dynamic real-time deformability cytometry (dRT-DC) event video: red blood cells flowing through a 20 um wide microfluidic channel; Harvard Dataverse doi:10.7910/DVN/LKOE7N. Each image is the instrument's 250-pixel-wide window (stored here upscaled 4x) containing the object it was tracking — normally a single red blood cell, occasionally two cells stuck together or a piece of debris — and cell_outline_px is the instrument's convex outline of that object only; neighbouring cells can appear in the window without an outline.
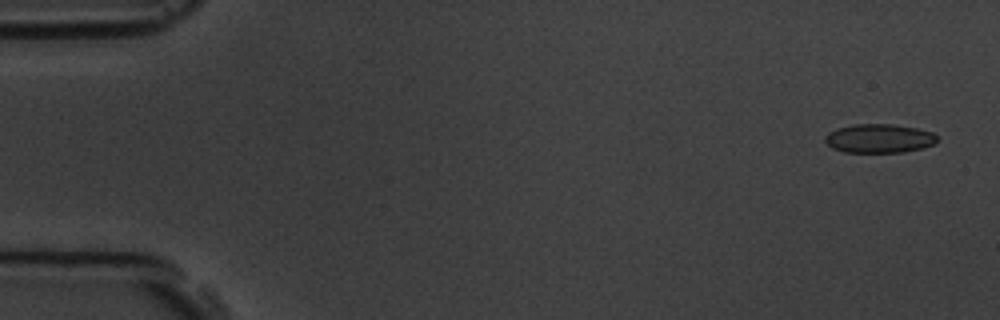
{"species": "common noctule bat (a hibernating species)", "species_latin": "Nyctalus noctula", "temperature_condition": "room temperature", "stored_images_in_passage": 5, "camera_frame_rate_fps": 3000, "um_per_image_px": 0.085, "animal": {"sex": "male", "body_mass_g": 19.5, "forearm_length_mm": 54.6}, "frame": {"image": 1, "passage_image": 1, "time_ms": 0.0, "image_size_px": [1000, 320], "cell_outline_px": [[936, 140], [932, 144], [924, 148], [904, 152], [844, 152], [832, 148], [824, 140], [824, 136], [828, 132], [836, 128], [852, 124], [892, 124], [916, 128], [932, 132], [936, 136]], "centroid_in_image_um": [74.68, 11.76], "position_along_channel_um": 10.3, "area_um2": 18.9}}
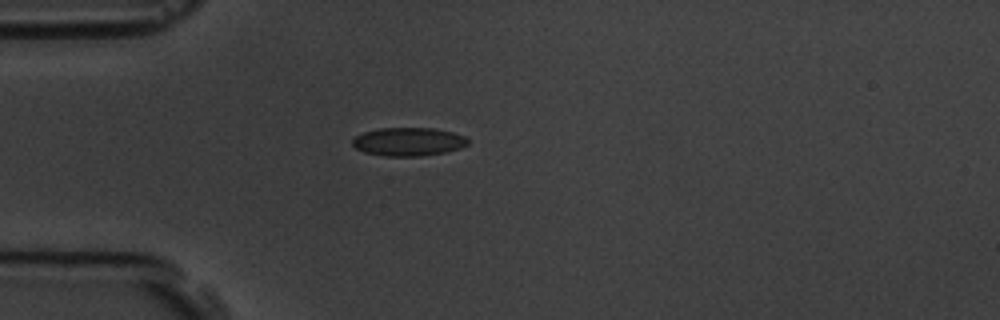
{"frame": {"image": 2, "passage_image": 4, "time_ms": 4.333, "image_size_px": [1000, 320], "cell_outline_px": [[468, 144], [460, 148], [444, 152], [420, 156], [384, 156], [364, 152], [356, 148], [352, 144], [352, 140], [356, 136], [364, 132], [380, 128], [432, 128], [452, 132], [464, 136], [468, 140]], "centroid_in_image_um": [34.7, 12.04], "position_along_channel_um": 50.3, "area_um2": 18.96}}